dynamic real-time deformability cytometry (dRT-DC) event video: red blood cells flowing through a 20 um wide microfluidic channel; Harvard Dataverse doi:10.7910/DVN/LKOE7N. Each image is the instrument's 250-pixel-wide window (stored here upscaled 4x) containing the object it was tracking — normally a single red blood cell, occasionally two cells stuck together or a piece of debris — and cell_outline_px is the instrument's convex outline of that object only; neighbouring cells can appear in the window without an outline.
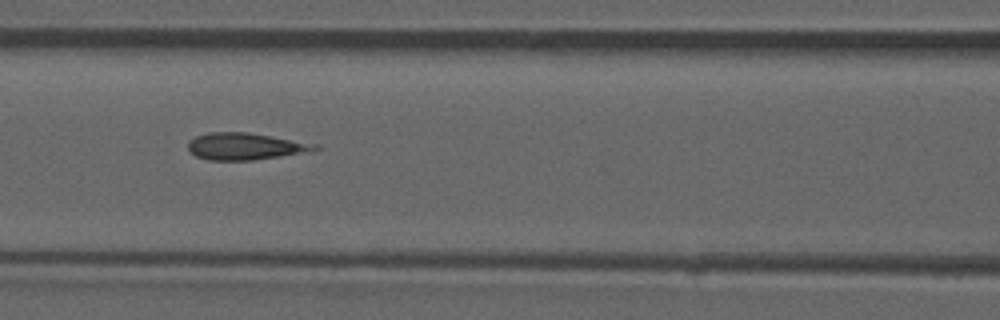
{"species": "common noctule bat (a hibernating species)", "species_latin": "Nyctalus noctula", "temperature_condition": "room temperature", "stored_images_in_passage": 52, "camera_frame_rate_fps": 3000, "um_per_image_px": 0.085, "animal": {"sex": "male", "forearm_length_mm": 52.5}, "frame": {"image": 1, "passage_image": 23, "time_ms": 7.333, "image_size_px": [1000, 320], "cell_outline_px": [[320, 148], [304, 152], [280, 156], [252, 160], [208, 160], [196, 156], [188, 148], [188, 140], [196, 136], [208, 132], [248, 132], [320, 144]], "centroid_in_image_um": [20.83, 12.43], "position_along_channel_um": 145.8, "area_um2": 19.83}}